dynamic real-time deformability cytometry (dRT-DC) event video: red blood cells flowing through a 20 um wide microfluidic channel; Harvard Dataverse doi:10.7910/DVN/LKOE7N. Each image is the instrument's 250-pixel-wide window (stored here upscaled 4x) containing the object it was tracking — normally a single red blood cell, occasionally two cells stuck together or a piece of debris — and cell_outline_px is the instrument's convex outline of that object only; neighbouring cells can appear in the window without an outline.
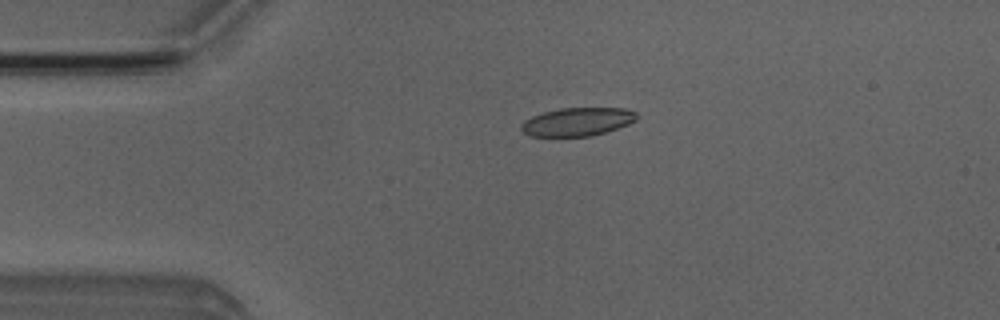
{"species": "Egyptian fruit bat (a non-hibernating species)", "species_latin": "Rousettus aegyptiacus", "temperature_condition": "room temperature", "stored_images_in_passage": 5, "camera_frame_rate_fps": 3000, "um_per_image_px": 0.085, "animal": {"sex": "male"}, "frame": {"image": 1, "passage_image": 4, "time_ms": 3.333, "image_size_px": [1000, 320], "cell_outline_px": [[636, 120], [628, 124], [604, 132], [588, 136], [528, 136], [520, 128], [520, 124], [524, 120], [532, 116], [544, 112], [560, 108], [624, 108], [636, 112]], "centroid_in_image_um": [49.03, 10.34], "position_along_channel_um": 36.0, "area_um2": 18.9}}